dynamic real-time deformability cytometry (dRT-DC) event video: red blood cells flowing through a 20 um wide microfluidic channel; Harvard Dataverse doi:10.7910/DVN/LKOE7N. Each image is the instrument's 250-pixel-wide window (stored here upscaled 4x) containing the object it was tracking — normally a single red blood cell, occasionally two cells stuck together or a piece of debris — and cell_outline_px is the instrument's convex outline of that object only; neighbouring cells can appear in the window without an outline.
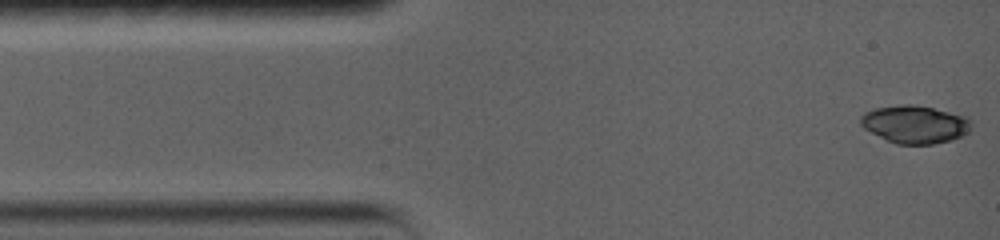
{"species": "common noctule bat (a hibernating species)", "species_latin": "Nyctalus noctula", "temperature_condition": "warm", "stored_images_in_passage": 8, "camera_frame_rate_fps": 5000, "um_per_image_px": 0.085, "animal": {"sex": "female", "body_mass_g": 19.0, "forearm_length_mm": 56.7}, "frame": {"image": 1, "passage_image": 1, "time_ms": 0.0, "image_size_px": [1000, 240], "cell_outline_px": [[972, 128], [968, 132], [952, 140], [932, 144], [896, 144], [864, 128], [860, 124], [860, 116], [864, 112], [876, 108], [904, 104], [912, 104], [932, 108], [968, 116], [972, 124]], "centroid_in_image_um": [77.79, 10.56], "position_along_channel_um": 7.2, "area_um2": 24.33}}
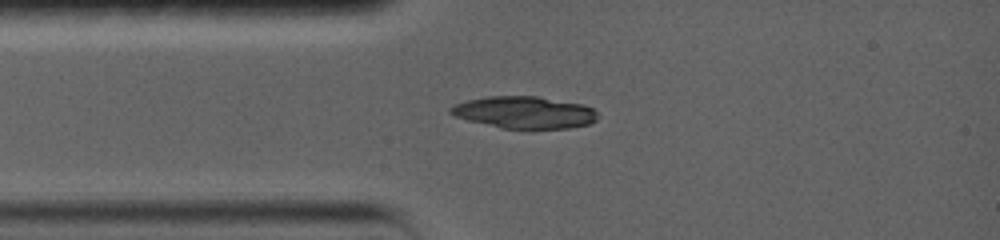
{"frame": {"image": 2, "passage_image": 8, "time_ms": 2.8, "image_size_px": [1000, 240], "cell_outline_px": [[600, 116], [596, 120], [588, 124], [572, 128], [500, 128], [468, 120], [456, 116], [448, 112], [448, 108], [456, 104], [468, 100], [488, 96], [536, 96], [580, 104], [592, 108]], "centroid_in_image_um": [44.57, 9.55], "position_along_channel_um": 40.4, "area_um2": 27.22}}